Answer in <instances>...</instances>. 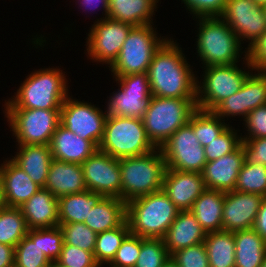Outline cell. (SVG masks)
Returning <instances> with one entry per match:
<instances>
[{
    "instance_id": "cell-1",
    "label": "cell",
    "mask_w": 266,
    "mask_h": 267,
    "mask_svg": "<svg viewBox=\"0 0 266 267\" xmlns=\"http://www.w3.org/2000/svg\"><path fill=\"white\" fill-rule=\"evenodd\" d=\"M183 55L171 39L155 52L147 71L153 96L196 99L197 77Z\"/></svg>"
},
{
    "instance_id": "cell-2",
    "label": "cell",
    "mask_w": 266,
    "mask_h": 267,
    "mask_svg": "<svg viewBox=\"0 0 266 267\" xmlns=\"http://www.w3.org/2000/svg\"><path fill=\"white\" fill-rule=\"evenodd\" d=\"M179 211L163 190H159L127 202L126 220L131 234L163 239Z\"/></svg>"
},
{
    "instance_id": "cell-3",
    "label": "cell",
    "mask_w": 266,
    "mask_h": 267,
    "mask_svg": "<svg viewBox=\"0 0 266 267\" xmlns=\"http://www.w3.org/2000/svg\"><path fill=\"white\" fill-rule=\"evenodd\" d=\"M66 78L60 69H39L28 75L6 109L60 110L68 97Z\"/></svg>"
},
{
    "instance_id": "cell-4",
    "label": "cell",
    "mask_w": 266,
    "mask_h": 267,
    "mask_svg": "<svg viewBox=\"0 0 266 267\" xmlns=\"http://www.w3.org/2000/svg\"><path fill=\"white\" fill-rule=\"evenodd\" d=\"M119 163L121 199L124 202L162 190L166 162L160 148L143 155L121 158Z\"/></svg>"
},
{
    "instance_id": "cell-5",
    "label": "cell",
    "mask_w": 266,
    "mask_h": 267,
    "mask_svg": "<svg viewBox=\"0 0 266 267\" xmlns=\"http://www.w3.org/2000/svg\"><path fill=\"white\" fill-rule=\"evenodd\" d=\"M196 109V99L152 96L142 117L147 137L156 148H160L174 132L189 122Z\"/></svg>"
},
{
    "instance_id": "cell-6",
    "label": "cell",
    "mask_w": 266,
    "mask_h": 267,
    "mask_svg": "<svg viewBox=\"0 0 266 267\" xmlns=\"http://www.w3.org/2000/svg\"><path fill=\"white\" fill-rule=\"evenodd\" d=\"M197 18L200 20L196 49L204 65L239 62L241 42L228 24L220 16Z\"/></svg>"
},
{
    "instance_id": "cell-7",
    "label": "cell",
    "mask_w": 266,
    "mask_h": 267,
    "mask_svg": "<svg viewBox=\"0 0 266 267\" xmlns=\"http://www.w3.org/2000/svg\"><path fill=\"white\" fill-rule=\"evenodd\" d=\"M98 149L121 159L149 153L156 147L147 137L142 119L108 115Z\"/></svg>"
},
{
    "instance_id": "cell-8",
    "label": "cell",
    "mask_w": 266,
    "mask_h": 267,
    "mask_svg": "<svg viewBox=\"0 0 266 267\" xmlns=\"http://www.w3.org/2000/svg\"><path fill=\"white\" fill-rule=\"evenodd\" d=\"M151 24L133 26L117 59L111 66L114 75L145 73L155 52L167 40L160 39Z\"/></svg>"
},
{
    "instance_id": "cell-9",
    "label": "cell",
    "mask_w": 266,
    "mask_h": 267,
    "mask_svg": "<svg viewBox=\"0 0 266 267\" xmlns=\"http://www.w3.org/2000/svg\"><path fill=\"white\" fill-rule=\"evenodd\" d=\"M18 145H50L60 124V110L5 109Z\"/></svg>"
},
{
    "instance_id": "cell-10",
    "label": "cell",
    "mask_w": 266,
    "mask_h": 267,
    "mask_svg": "<svg viewBox=\"0 0 266 267\" xmlns=\"http://www.w3.org/2000/svg\"><path fill=\"white\" fill-rule=\"evenodd\" d=\"M204 67L202 85L198 84L199 81L196 85V106L206 111H212L224 99L239 91L250 74L239 69L237 64Z\"/></svg>"
},
{
    "instance_id": "cell-11",
    "label": "cell",
    "mask_w": 266,
    "mask_h": 267,
    "mask_svg": "<svg viewBox=\"0 0 266 267\" xmlns=\"http://www.w3.org/2000/svg\"><path fill=\"white\" fill-rule=\"evenodd\" d=\"M160 150L167 169L202 173L207 160L204 147L193 132V113L189 122L174 132Z\"/></svg>"
},
{
    "instance_id": "cell-12",
    "label": "cell",
    "mask_w": 266,
    "mask_h": 267,
    "mask_svg": "<svg viewBox=\"0 0 266 267\" xmlns=\"http://www.w3.org/2000/svg\"><path fill=\"white\" fill-rule=\"evenodd\" d=\"M114 76L120 89L109 98L105 112L110 116L142 119L153 96L147 72Z\"/></svg>"
},
{
    "instance_id": "cell-13",
    "label": "cell",
    "mask_w": 266,
    "mask_h": 267,
    "mask_svg": "<svg viewBox=\"0 0 266 267\" xmlns=\"http://www.w3.org/2000/svg\"><path fill=\"white\" fill-rule=\"evenodd\" d=\"M99 109L68 96L60 109V124L80 138L90 140L99 147L108 116Z\"/></svg>"
},
{
    "instance_id": "cell-14",
    "label": "cell",
    "mask_w": 266,
    "mask_h": 267,
    "mask_svg": "<svg viewBox=\"0 0 266 267\" xmlns=\"http://www.w3.org/2000/svg\"><path fill=\"white\" fill-rule=\"evenodd\" d=\"M96 23V24H95ZM90 28L87 52L94 61L112 65L117 59L123 43L133 27L130 24L101 18Z\"/></svg>"
},
{
    "instance_id": "cell-15",
    "label": "cell",
    "mask_w": 266,
    "mask_h": 267,
    "mask_svg": "<svg viewBox=\"0 0 266 267\" xmlns=\"http://www.w3.org/2000/svg\"><path fill=\"white\" fill-rule=\"evenodd\" d=\"M81 166L87 190L100 193L104 197L121 198L119 159L98 149Z\"/></svg>"
},
{
    "instance_id": "cell-16",
    "label": "cell",
    "mask_w": 266,
    "mask_h": 267,
    "mask_svg": "<svg viewBox=\"0 0 266 267\" xmlns=\"http://www.w3.org/2000/svg\"><path fill=\"white\" fill-rule=\"evenodd\" d=\"M220 17L233 30L240 42L245 38L251 40L248 46L266 31L263 6L253 0H227Z\"/></svg>"
},
{
    "instance_id": "cell-17",
    "label": "cell",
    "mask_w": 266,
    "mask_h": 267,
    "mask_svg": "<svg viewBox=\"0 0 266 267\" xmlns=\"http://www.w3.org/2000/svg\"><path fill=\"white\" fill-rule=\"evenodd\" d=\"M263 198L261 194L236 190L224 192L222 230L236 232L253 228Z\"/></svg>"
},
{
    "instance_id": "cell-18",
    "label": "cell",
    "mask_w": 266,
    "mask_h": 267,
    "mask_svg": "<svg viewBox=\"0 0 266 267\" xmlns=\"http://www.w3.org/2000/svg\"><path fill=\"white\" fill-rule=\"evenodd\" d=\"M205 189L202 173L166 168L162 190L180 211L191 210Z\"/></svg>"
},
{
    "instance_id": "cell-19",
    "label": "cell",
    "mask_w": 266,
    "mask_h": 267,
    "mask_svg": "<svg viewBox=\"0 0 266 267\" xmlns=\"http://www.w3.org/2000/svg\"><path fill=\"white\" fill-rule=\"evenodd\" d=\"M244 162L245 152L242 144L235 151L207 162L202 171L206 189L223 192L235 190Z\"/></svg>"
},
{
    "instance_id": "cell-20",
    "label": "cell",
    "mask_w": 266,
    "mask_h": 267,
    "mask_svg": "<svg viewBox=\"0 0 266 267\" xmlns=\"http://www.w3.org/2000/svg\"><path fill=\"white\" fill-rule=\"evenodd\" d=\"M0 166V178L7 207L19 208L41 187L11 159Z\"/></svg>"
},
{
    "instance_id": "cell-21",
    "label": "cell",
    "mask_w": 266,
    "mask_h": 267,
    "mask_svg": "<svg viewBox=\"0 0 266 267\" xmlns=\"http://www.w3.org/2000/svg\"><path fill=\"white\" fill-rule=\"evenodd\" d=\"M50 147L53 159L80 165L98 150L92 141L80 138L61 124L53 134Z\"/></svg>"
},
{
    "instance_id": "cell-22",
    "label": "cell",
    "mask_w": 266,
    "mask_h": 267,
    "mask_svg": "<svg viewBox=\"0 0 266 267\" xmlns=\"http://www.w3.org/2000/svg\"><path fill=\"white\" fill-rule=\"evenodd\" d=\"M44 189L57 199L86 191L82 166L52 159Z\"/></svg>"
},
{
    "instance_id": "cell-23",
    "label": "cell",
    "mask_w": 266,
    "mask_h": 267,
    "mask_svg": "<svg viewBox=\"0 0 266 267\" xmlns=\"http://www.w3.org/2000/svg\"><path fill=\"white\" fill-rule=\"evenodd\" d=\"M19 208L29 229L59 225L58 199L44 188H40Z\"/></svg>"
},
{
    "instance_id": "cell-24",
    "label": "cell",
    "mask_w": 266,
    "mask_h": 267,
    "mask_svg": "<svg viewBox=\"0 0 266 267\" xmlns=\"http://www.w3.org/2000/svg\"><path fill=\"white\" fill-rule=\"evenodd\" d=\"M206 232L190 210L179 211L163 238L171 255L177 250L204 243Z\"/></svg>"
},
{
    "instance_id": "cell-25",
    "label": "cell",
    "mask_w": 266,
    "mask_h": 267,
    "mask_svg": "<svg viewBox=\"0 0 266 267\" xmlns=\"http://www.w3.org/2000/svg\"><path fill=\"white\" fill-rule=\"evenodd\" d=\"M11 159L34 183L44 188L52 161L50 145H19Z\"/></svg>"
},
{
    "instance_id": "cell-26",
    "label": "cell",
    "mask_w": 266,
    "mask_h": 267,
    "mask_svg": "<svg viewBox=\"0 0 266 267\" xmlns=\"http://www.w3.org/2000/svg\"><path fill=\"white\" fill-rule=\"evenodd\" d=\"M126 221V202L103 197L92 207L84 223L97 234L121 226Z\"/></svg>"
},
{
    "instance_id": "cell-27",
    "label": "cell",
    "mask_w": 266,
    "mask_h": 267,
    "mask_svg": "<svg viewBox=\"0 0 266 267\" xmlns=\"http://www.w3.org/2000/svg\"><path fill=\"white\" fill-rule=\"evenodd\" d=\"M224 192L205 189L194 201L191 212L206 233L222 230Z\"/></svg>"
},
{
    "instance_id": "cell-28",
    "label": "cell",
    "mask_w": 266,
    "mask_h": 267,
    "mask_svg": "<svg viewBox=\"0 0 266 267\" xmlns=\"http://www.w3.org/2000/svg\"><path fill=\"white\" fill-rule=\"evenodd\" d=\"M235 267H261L266 241L253 229L234 232Z\"/></svg>"
},
{
    "instance_id": "cell-29",
    "label": "cell",
    "mask_w": 266,
    "mask_h": 267,
    "mask_svg": "<svg viewBox=\"0 0 266 267\" xmlns=\"http://www.w3.org/2000/svg\"><path fill=\"white\" fill-rule=\"evenodd\" d=\"M157 0H109L108 18L132 26L152 24Z\"/></svg>"
},
{
    "instance_id": "cell-30",
    "label": "cell",
    "mask_w": 266,
    "mask_h": 267,
    "mask_svg": "<svg viewBox=\"0 0 266 267\" xmlns=\"http://www.w3.org/2000/svg\"><path fill=\"white\" fill-rule=\"evenodd\" d=\"M103 197L102 194L89 190L60 197L58 199L59 224L84 223L92 207Z\"/></svg>"
},
{
    "instance_id": "cell-31",
    "label": "cell",
    "mask_w": 266,
    "mask_h": 267,
    "mask_svg": "<svg viewBox=\"0 0 266 267\" xmlns=\"http://www.w3.org/2000/svg\"><path fill=\"white\" fill-rule=\"evenodd\" d=\"M204 244L210 267H235L234 232L221 230L206 233Z\"/></svg>"
},
{
    "instance_id": "cell-32",
    "label": "cell",
    "mask_w": 266,
    "mask_h": 267,
    "mask_svg": "<svg viewBox=\"0 0 266 267\" xmlns=\"http://www.w3.org/2000/svg\"><path fill=\"white\" fill-rule=\"evenodd\" d=\"M14 254V267H53L39 247V229H29Z\"/></svg>"
},
{
    "instance_id": "cell-33",
    "label": "cell",
    "mask_w": 266,
    "mask_h": 267,
    "mask_svg": "<svg viewBox=\"0 0 266 267\" xmlns=\"http://www.w3.org/2000/svg\"><path fill=\"white\" fill-rule=\"evenodd\" d=\"M28 230L20 208L6 206L0 211V243L15 247Z\"/></svg>"
},
{
    "instance_id": "cell-34",
    "label": "cell",
    "mask_w": 266,
    "mask_h": 267,
    "mask_svg": "<svg viewBox=\"0 0 266 267\" xmlns=\"http://www.w3.org/2000/svg\"><path fill=\"white\" fill-rule=\"evenodd\" d=\"M130 233L127 220L119 227L106 230L97 234L96 246L93 253L98 265L109 264L115 257L116 251L121 246L122 241Z\"/></svg>"
},
{
    "instance_id": "cell-35",
    "label": "cell",
    "mask_w": 266,
    "mask_h": 267,
    "mask_svg": "<svg viewBox=\"0 0 266 267\" xmlns=\"http://www.w3.org/2000/svg\"><path fill=\"white\" fill-rule=\"evenodd\" d=\"M228 126L213 111L197 108L193 112V132L203 147L219 137Z\"/></svg>"
},
{
    "instance_id": "cell-36",
    "label": "cell",
    "mask_w": 266,
    "mask_h": 267,
    "mask_svg": "<svg viewBox=\"0 0 266 267\" xmlns=\"http://www.w3.org/2000/svg\"><path fill=\"white\" fill-rule=\"evenodd\" d=\"M235 190L266 197V165L253 164L245 160L239 172Z\"/></svg>"
},
{
    "instance_id": "cell-37",
    "label": "cell",
    "mask_w": 266,
    "mask_h": 267,
    "mask_svg": "<svg viewBox=\"0 0 266 267\" xmlns=\"http://www.w3.org/2000/svg\"><path fill=\"white\" fill-rule=\"evenodd\" d=\"M250 74L243 83L244 119L259 106L266 104V72Z\"/></svg>"
},
{
    "instance_id": "cell-38",
    "label": "cell",
    "mask_w": 266,
    "mask_h": 267,
    "mask_svg": "<svg viewBox=\"0 0 266 267\" xmlns=\"http://www.w3.org/2000/svg\"><path fill=\"white\" fill-rule=\"evenodd\" d=\"M170 258L163 239L141 237V250L135 267H162Z\"/></svg>"
},
{
    "instance_id": "cell-39",
    "label": "cell",
    "mask_w": 266,
    "mask_h": 267,
    "mask_svg": "<svg viewBox=\"0 0 266 267\" xmlns=\"http://www.w3.org/2000/svg\"><path fill=\"white\" fill-rule=\"evenodd\" d=\"M59 227L63 232V244L73 245L94 253L97 233L85 223H63L59 224Z\"/></svg>"
},
{
    "instance_id": "cell-40",
    "label": "cell",
    "mask_w": 266,
    "mask_h": 267,
    "mask_svg": "<svg viewBox=\"0 0 266 267\" xmlns=\"http://www.w3.org/2000/svg\"><path fill=\"white\" fill-rule=\"evenodd\" d=\"M237 136V132L228 126L219 137L204 147L207 162L235 151L242 143L241 137Z\"/></svg>"
},
{
    "instance_id": "cell-41",
    "label": "cell",
    "mask_w": 266,
    "mask_h": 267,
    "mask_svg": "<svg viewBox=\"0 0 266 267\" xmlns=\"http://www.w3.org/2000/svg\"><path fill=\"white\" fill-rule=\"evenodd\" d=\"M53 267H101V265L96 263L92 252L63 244L60 256Z\"/></svg>"
},
{
    "instance_id": "cell-42",
    "label": "cell",
    "mask_w": 266,
    "mask_h": 267,
    "mask_svg": "<svg viewBox=\"0 0 266 267\" xmlns=\"http://www.w3.org/2000/svg\"><path fill=\"white\" fill-rule=\"evenodd\" d=\"M141 250V237L129 233L109 263L111 267H135Z\"/></svg>"
},
{
    "instance_id": "cell-43",
    "label": "cell",
    "mask_w": 266,
    "mask_h": 267,
    "mask_svg": "<svg viewBox=\"0 0 266 267\" xmlns=\"http://www.w3.org/2000/svg\"><path fill=\"white\" fill-rule=\"evenodd\" d=\"M63 243V232L59 225L39 229V247L52 264L59 258Z\"/></svg>"
},
{
    "instance_id": "cell-44",
    "label": "cell",
    "mask_w": 266,
    "mask_h": 267,
    "mask_svg": "<svg viewBox=\"0 0 266 267\" xmlns=\"http://www.w3.org/2000/svg\"><path fill=\"white\" fill-rule=\"evenodd\" d=\"M171 259L178 267H210L204 243L177 250Z\"/></svg>"
},
{
    "instance_id": "cell-45",
    "label": "cell",
    "mask_w": 266,
    "mask_h": 267,
    "mask_svg": "<svg viewBox=\"0 0 266 267\" xmlns=\"http://www.w3.org/2000/svg\"><path fill=\"white\" fill-rule=\"evenodd\" d=\"M248 69L266 72V31L245 51Z\"/></svg>"
},
{
    "instance_id": "cell-46",
    "label": "cell",
    "mask_w": 266,
    "mask_h": 267,
    "mask_svg": "<svg viewBox=\"0 0 266 267\" xmlns=\"http://www.w3.org/2000/svg\"><path fill=\"white\" fill-rule=\"evenodd\" d=\"M197 17L220 16L227 0H182Z\"/></svg>"
},
{
    "instance_id": "cell-47",
    "label": "cell",
    "mask_w": 266,
    "mask_h": 267,
    "mask_svg": "<svg viewBox=\"0 0 266 267\" xmlns=\"http://www.w3.org/2000/svg\"><path fill=\"white\" fill-rule=\"evenodd\" d=\"M243 121L249 136L241 137V140L266 137V104L252 110Z\"/></svg>"
},
{
    "instance_id": "cell-48",
    "label": "cell",
    "mask_w": 266,
    "mask_h": 267,
    "mask_svg": "<svg viewBox=\"0 0 266 267\" xmlns=\"http://www.w3.org/2000/svg\"><path fill=\"white\" fill-rule=\"evenodd\" d=\"M212 111L221 119L231 115L244 116L243 85L239 91L224 99Z\"/></svg>"
},
{
    "instance_id": "cell-49",
    "label": "cell",
    "mask_w": 266,
    "mask_h": 267,
    "mask_svg": "<svg viewBox=\"0 0 266 267\" xmlns=\"http://www.w3.org/2000/svg\"><path fill=\"white\" fill-rule=\"evenodd\" d=\"M241 144L247 162L266 165V137L242 139Z\"/></svg>"
},
{
    "instance_id": "cell-50",
    "label": "cell",
    "mask_w": 266,
    "mask_h": 267,
    "mask_svg": "<svg viewBox=\"0 0 266 267\" xmlns=\"http://www.w3.org/2000/svg\"><path fill=\"white\" fill-rule=\"evenodd\" d=\"M253 229L266 241V197L261 202Z\"/></svg>"
},
{
    "instance_id": "cell-51",
    "label": "cell",
    "mask_w": 266,
    "mask_h": 267,
    "mask_svg": "<svg viewBox=\"0 0 266 267\" xmlns=\"http://www.w3.org/2000/svg\"><path fill=\"white\" fill-rule=\"evenodd\" d=\"M15 247L0 243V267H14Z\"/></svg>"
},
{
    "instance_id": "cell-52",
    "label": "cell",
    "mask_w": 266,
    "mask_h": 267,
    "mask_svg": "<svg viewBox=\"0 0 266 267\" xmlns=\"http://www.w3.org/2000/svg\"><path fill=\"white\" fill-rule=\"evenodd\" d=\"M80 4H82V6L84 5L85 8L90 7L89 10H91L93 7L97 8L98 6L97 4H102L101 6L103 7V10L105 11V18H108L109 0H82Z\"/></svg>"
},
{
    "instance_id": "cell-53",
    "label": "cell",
    "mask_w": 266,
    "mask_h": 267,
    "mask_svg": "<svg viewBox=\"0 0 266 267\" xmlns=\"http://www.w3.org/2000/svg\"><path fill=\"white\" fill-rule=\"evenodd\" d=\"M6 207L3 188H2V181L0 178V211Z\"/></svg>"
},
{
    "instance_id": "cell-54",
    "label": "cell",
    "mask_w": 266,
    "mask_h": 267,
    "mask_svg": "<svg viewBox=\"0 0 266 267\" xmlns=\"http://www.w3.org/2000/svg\"><path fill=\"white\" fill-rule=\"evenodd\" d=\"M162 267H178L170 258Z\"/></svg>"
},
{
    "instance_id": "cell-55",
    "label": "cell",
    "mask_w": 266,
    "mask_h": 267,
    "mask_svg": "<svg viewBox=\"0 0 266 267\" xmlns=\"http://www.w3.org/2000/svg\"><path fill=\"white\" fill-rule=\"evenodd\" d=\"M256 4L264 6L266 5V0H253Z\"/></svg>"
},
{
    "instance_id": "cell-56",
    "label": "cell",
    "mask_w": 266,
    "mask_h": 267,
    "mask_svg": "<svg viewBox=\"0 0 266 267\" xmlns=\"http://www.w3.org/2000/svg\"><path fill=\"white\" fill-rule=\"evenodd\" d=\"M261 267H266V255H265V257H264L263 264H262Z\"/></svg>"
},
{
    "instance_id": "cell-57",
    "label": "cell",
    "mask_w": 266,
    "mask_h": 267,
    "mask_svg": "<svg viewBox=\"0 0 266 267\" xmlns=\"http://www.w3.org/2000/svg\"><path fill=\"white\" fill-rule=\"evenodd\" d=\"M263 10H264V14H265V17H266V5L263 6Z\"/></svg>"
}]
</instances>
